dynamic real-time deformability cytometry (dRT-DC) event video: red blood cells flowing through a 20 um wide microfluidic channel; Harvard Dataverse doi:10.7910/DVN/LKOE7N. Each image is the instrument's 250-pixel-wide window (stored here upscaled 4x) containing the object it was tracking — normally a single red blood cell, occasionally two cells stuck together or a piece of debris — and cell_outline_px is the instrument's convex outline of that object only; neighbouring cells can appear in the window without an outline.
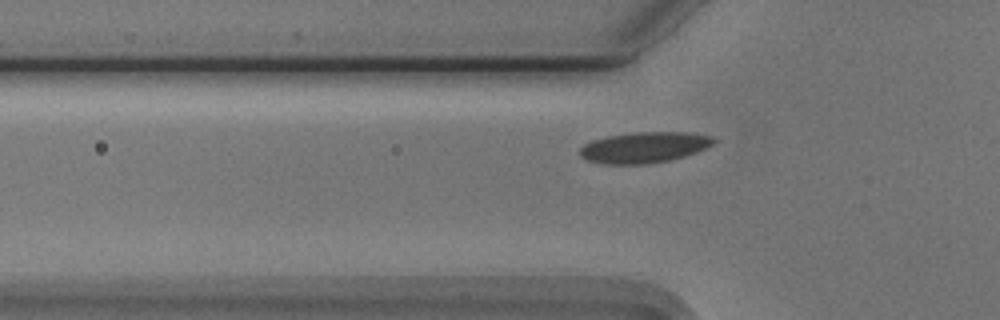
{"species": "Egyptian fruit bat (a non-hibernating species)", "species_latin": "Rousettus aegyptiacus", "temperature_condition": "cold", "stored_images_in_passage": 36, "camera_frame_rate_fps": 3000, "um_per_image_px": 0.085, "animal": {"sex": "male"}, "frame": {"image": 1, "passage_image": 5, "time_ms": 1.333, "image_size_px": [1000, 320], "cell_outline_px": [[716, 140], [712, 144], [696, 152], [684, 156], [668, 160], [644, 164], [604, 164], [588, 160], [580, 156], [580, 148], [584, 144], [592, 140], [608, 136], [632, 132], [688, 132], [712, 136]], "centroid_in_image_um": [54.74, 12.52], "position_along_channel_um": 71.1, "area_um2": 23.93}}
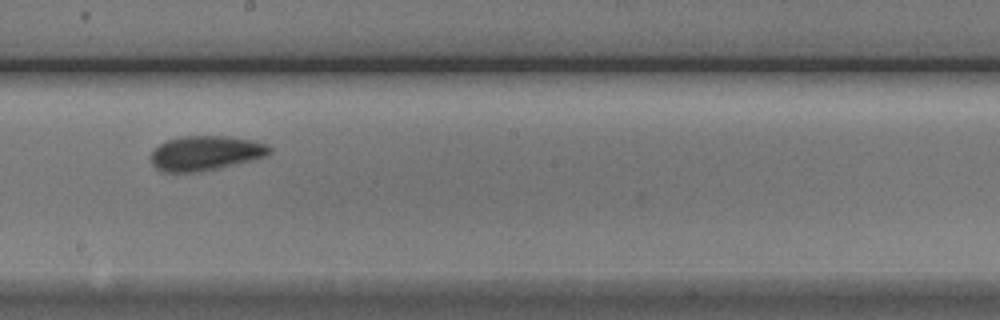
{"frame": {"image": 2, "passage_image": 18, "time_ms": 5.667, "image_size_px": [1000, 320], "cell_outline_px": [[272, 152], [268, 156], [252, 160], [216, 168], [196, 172], [164, 172], [156, 168], [152, 164], [148, 156], [152, 148], [168, 140], [180, 136], [228, 136], [256, 140], [268, 144], [272, 148]], "centroid_in_image_um": [17.47, 13.0], "position_along_channel_um": 230.7, "area_um2": 24.33}}
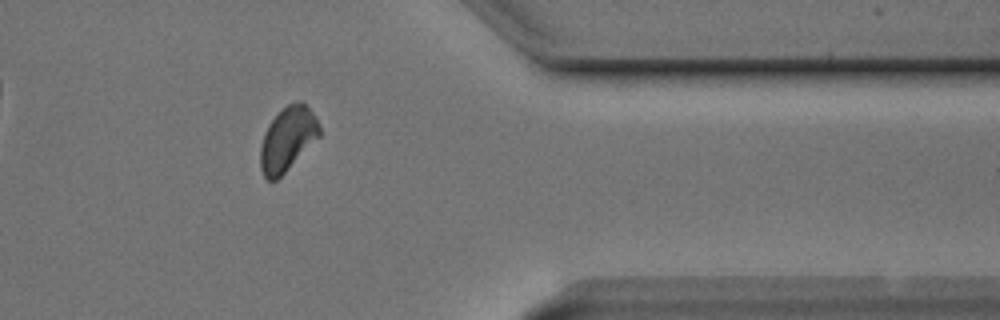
{"frame": {"image": 3, "passage_image": 32, "time_ms": 10.333, "image_size_px": [1000, 320], "cell_outline_px": [[320, 136], [276, 180], [268, 180], [264, 176], [260, 168], [260, 148], [264, 132], [268, 124], [288, 104], [300, 100], [304, 100], [316, 116], [320, 128]], "centroid_in_image_um": [24.45, 11.78], "position_along_channel_um": 387.0, "area_um2": 21.91}}